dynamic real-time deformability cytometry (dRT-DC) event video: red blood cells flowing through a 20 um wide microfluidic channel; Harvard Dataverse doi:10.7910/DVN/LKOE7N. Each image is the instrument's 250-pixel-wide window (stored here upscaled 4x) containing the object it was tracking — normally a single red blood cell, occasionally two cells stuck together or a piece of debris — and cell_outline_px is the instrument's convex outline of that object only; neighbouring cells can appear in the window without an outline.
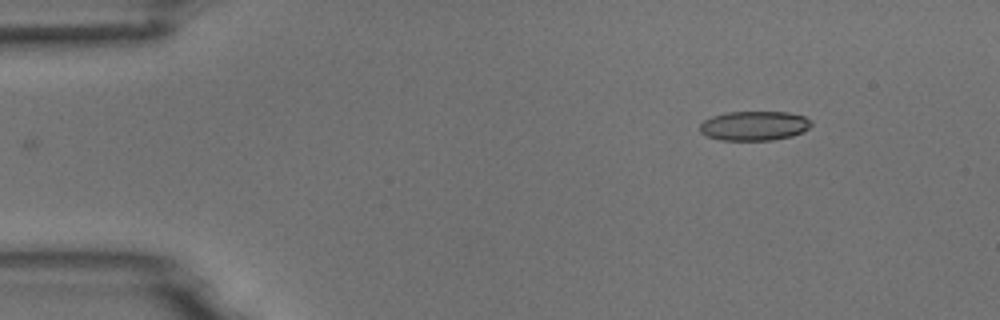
{"species": "common noctule bat (a hibernating species)", "species_latin": "Nyctalus noctula", "temperature_condition": "room temperature", "stored_images_in_passage": 41, "camera_frame_rate_fps": 3000, "um_per_image_px": 0.085, "animal": {"sex": "male", "body_mass_g": 18.8}, "frame": {"image": 1, "passage_image": 1, "time_ms": 0.0, "image_size_px": [1000, 320], "cell_outline_px": [[812, 124], [808, 128], [792, 136], [772, 140], [720, 140], [708, 136], [700, 132], [700, 124], [704, 120], [712, 116], [728, 112], [788, 112], [804, 116], [812, 120]], "centroid_in_image_um": [64.11, 10.69], "position_along_channel_um": 20.9, "area_um2": 19.07}}
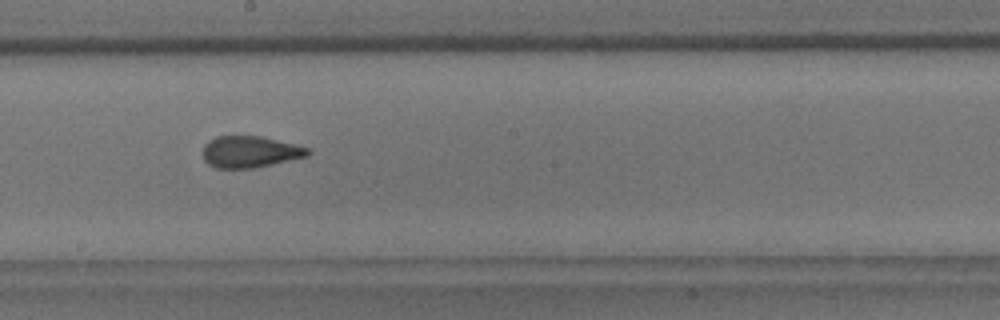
{"frame": {"image": 2, "passage_image": 24, "time_ms": 7.667, "image_size_px": [1000, 320], "cell_outline_px": [[312, 152], [308, 156], [256, 168], [216, 168], [208, 164], [204, 160], [204, 144], [208, 140], [216, 136], [260, 136], [308, 148]], "centroid_in_image_um": [21.23, 12.91], "position_along_channel_um": 227.0, "area_um2": 19.25}}
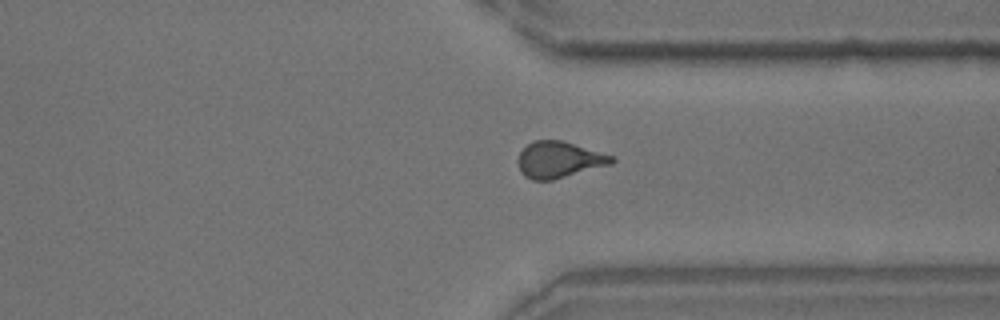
{"frame": {"image": 3, "passage_image": 35, "time_ms": 11.333, "image_size_px": [1000, 320], "cell_outline_px": [[616, 160], [612, 164], [552, 180], [532, 180], [524, 176], [520, 172], [520, 152], [532, 140], [560, 140], [612, 156]], "centroid_in_image_um": [47.51, 13.58], "position_along_channel_um": 363.9, "area_um2": 19.42}, "authors_computed_cell_mechanics": {"area_um2": 19.7098, "velocity_mm_per_s": 3.7422, "shape_relaxation_time_tau1_ms": 5.5034, "shape_relaxation_time_tau2_ms": 1.2557, "deformation_change_tau1": 0.1627, "deformation_change_tau2": 0.09}}